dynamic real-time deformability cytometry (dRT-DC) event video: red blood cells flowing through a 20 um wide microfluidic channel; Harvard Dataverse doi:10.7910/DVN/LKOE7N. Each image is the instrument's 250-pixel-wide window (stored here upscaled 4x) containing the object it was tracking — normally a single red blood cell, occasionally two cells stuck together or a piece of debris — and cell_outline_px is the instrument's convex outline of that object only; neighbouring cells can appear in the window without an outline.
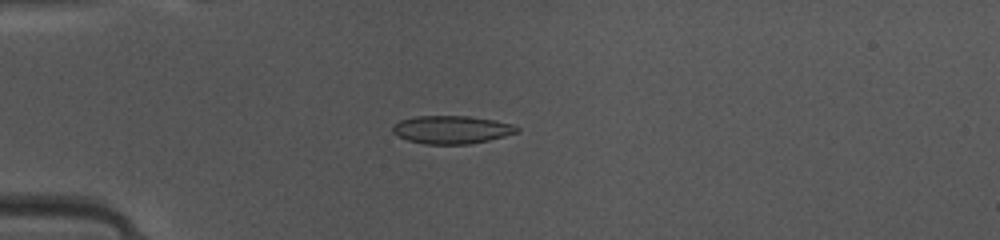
{"species": "common noctule bat (a hibernating species)", "species_latin": "Nyctalus noctula", "temperature_condition": "warm", "stored_images_in_passage": 37, "camera_frame_rate_fps": 3000, "um_per_image_px": 0.085, "animal": {"sex": "female", "body_mass_g": 10.0, "forearm_length_mm": 53.1}, "frame": {"image": 1, "passage_image": 2, "time_ms": 0.333, "image_size_px": [1000, 240], "cell_outline_px": [[520, 132], [488, 140], [468, 144], [424, 144], [408, 140], [392, 132], [392, 124], [400, 120], [416, 116], [468, 116], [492, 120], [512, 124], [520, 128]], "centroid_in_image_um": [38.38, 11.02], "position_along_channel_um": 46.6, "area_um2": 20.23}}
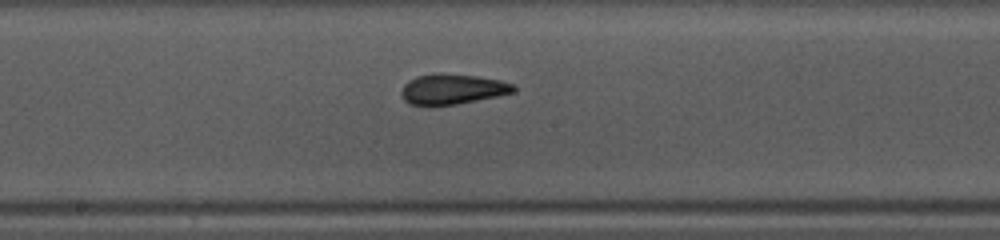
{"frame": {"image": 2, "passage_image": 15, "time_ms": 4.667, "image_size_px": [1000, 240], "cell_outline_px": [[516, 92], [456, 104], [432, 108], [428, 108], [408, 104], [404, 100], [400, 92], [404, 84], [408, 80], [416, 76], [440, 72], [476, 76], [500, 80], [516, 84]], "centroid_in_image_um": [38.4, 7.6], "position_along_channel_um": 209.8, "area_um2": 20.52}}
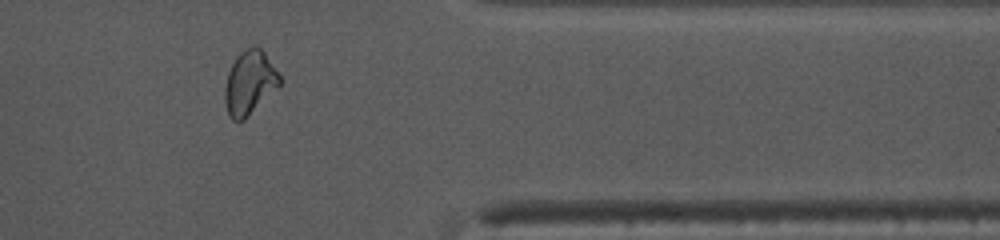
{"frame": {"image": 3, "passage_image": 29, "time_ms": 9.333, "image_size_px": [1000, 240], "cell_outline_px": [[280, 84], [244, 120], [232, 120], [228, 116], [224, 100], [224, 88], [228, 72], [236, 56], [240, 52], [256, 44], [264, 52], [280, 76]], "centroid_in_image_um": [21.17, 7.03], "position_along_channel_um": 390.2, "area_um2": 20.17}, "authors_computed_cell_mechanics": {"area_um2": 19.4208, "velocity_mm_per_s": 4.1369, "shape_relaxation_time_tau1_ms": 3.1828, "shape_relaxation_time_tau2_ms": 1.0343, "deformation_change_tau1": 0.1396, "deformation_change_tau2": 0.0692}}